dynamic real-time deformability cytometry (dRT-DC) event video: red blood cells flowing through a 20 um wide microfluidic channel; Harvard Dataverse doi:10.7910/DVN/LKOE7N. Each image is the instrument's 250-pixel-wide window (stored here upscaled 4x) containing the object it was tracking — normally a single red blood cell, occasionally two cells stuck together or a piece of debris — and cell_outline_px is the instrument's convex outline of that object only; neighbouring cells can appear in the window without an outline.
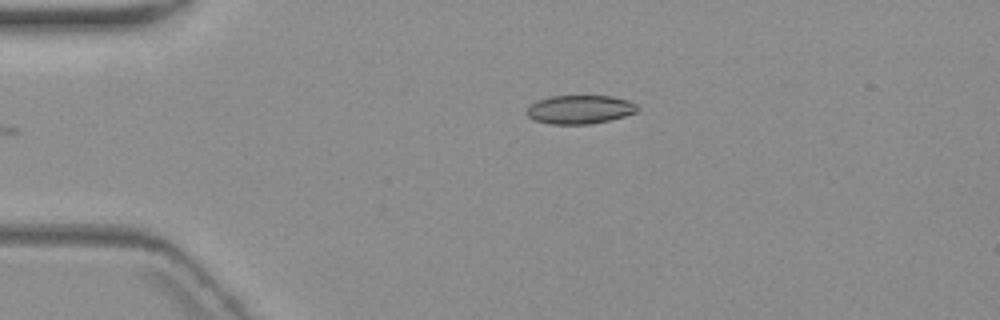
{"species": "common noctule bat (a hibernating species)", "species_latin": "Nyctalus noctula", "temperature_condition": "warm", "stored_images_in_passage": 5, "camera_frame_rate_fps": 3000, "um_per_image_px": 0.085, "animal": {"sex": "female", "body_mass_g": 19.3, "forearm_length_mm": 54.1}, "frame": {"image": 1, "passage_image": 5, "time_ms": 6.0, "image_size_px": [1000, 320], "cell_outline_px": [[640, 108], [636, 112], [624, 116], [592, 124], [552, 124], [536, 120], [528, 116], [524, 112], [536, 100], [548, 96], [612, 96], [628, 100], [636, 104]], "centroid_in_image_um": [49.29, 9.3], "position_along_channel_um": 35.7, "area_um2": 18.5}}